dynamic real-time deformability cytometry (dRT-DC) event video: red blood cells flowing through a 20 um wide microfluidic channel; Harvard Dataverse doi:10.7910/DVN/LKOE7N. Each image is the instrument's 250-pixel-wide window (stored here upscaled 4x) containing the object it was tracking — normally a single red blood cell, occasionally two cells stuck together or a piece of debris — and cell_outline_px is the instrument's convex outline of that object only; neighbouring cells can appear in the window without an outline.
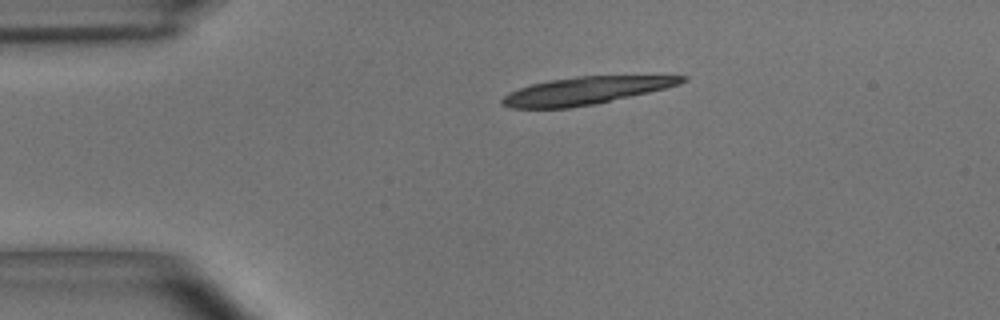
{"species": "common noctule bat (a hibernating species)", "species_latin": "Nyctalus noctula", "temperature_condition": "room temperature", "stored_images_in_passage": 7, "segment_of_instrument_passage": [1, 2], "camera_frame_rate_fps": 3000, "um_per_image_px": 0.085, "animal": {"sex": "male", "body_mass_g": 15.6}, "frame": {"image": 1, "passage_image": 1, "time_ms": 0.0, "image_size_px": [1000, 320], "cell_outline_px": [[688, 80], [680, 84], [648, 92], [596, 104], [568, 108], [512, 108], [500, 104], [500, 100], [508, 92], [532, 84], [548, 80], [576, 76], [688, 76]], "centroid_in_image_um": [49.73, 7.71], "position_along_channel_um": 35.3, "area_um2": 28.67}}